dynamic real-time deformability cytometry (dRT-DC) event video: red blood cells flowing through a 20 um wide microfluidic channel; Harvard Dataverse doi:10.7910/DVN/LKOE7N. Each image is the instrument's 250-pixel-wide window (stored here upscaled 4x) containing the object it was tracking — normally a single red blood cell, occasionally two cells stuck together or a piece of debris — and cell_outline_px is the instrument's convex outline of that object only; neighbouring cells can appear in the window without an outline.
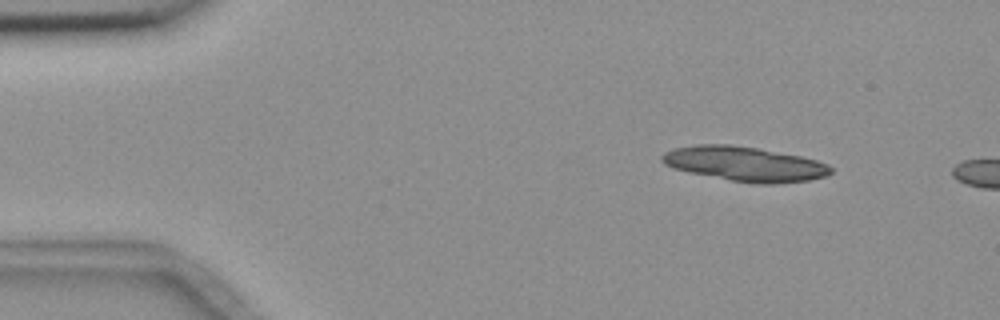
{"species": "common noctule bat (a hibernating species)", "species_latin": "Nyctalus noctula", "temperature_condition": "room temperature", "stored_images_in_passage": 3, "camera_frame_rate_fps": 3000, "um_per_image_px": 0.085, "animal": {"sex": "female", "body_mass_g": 18.4}, "frame": {"image": 1, "passage_image": 2, "time_ms": 1.0, "image_size_px": [1000, 320], "cell_outline_px": [[832, 172], [824, 176], [808, 180], [772, 184], [760, 184], [732, 180], [672, 168], [664, 164], [660, 160], [660, 156], [664, 152], [676, 148], [696, 144], [732, 144], [756, 148], [800, 156], [816, 160], [828, 164], [832, 168]], "centroid_in_image_um": [63.28, 13.92], "position_along_channel_um": 21.7, "area_um2": 33.7}}